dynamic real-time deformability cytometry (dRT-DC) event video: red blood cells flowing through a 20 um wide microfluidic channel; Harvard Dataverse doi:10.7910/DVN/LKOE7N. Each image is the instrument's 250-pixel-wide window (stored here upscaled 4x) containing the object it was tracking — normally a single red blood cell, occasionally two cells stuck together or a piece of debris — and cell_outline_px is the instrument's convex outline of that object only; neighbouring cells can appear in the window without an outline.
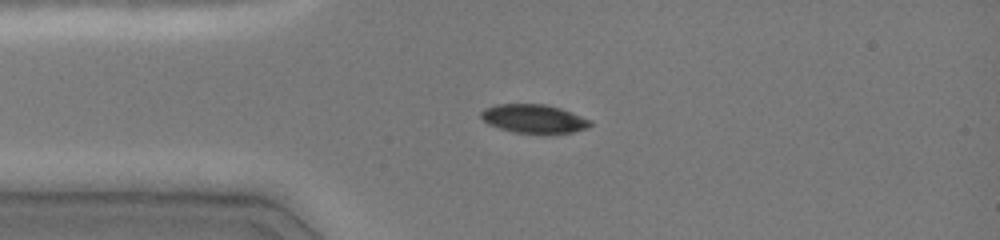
{"species": "common noctule bat (a hibernating species)", "species_latin": "Nyctalus noctula", "temperature_condition": "cold", "stored_images_in_passage": 37, "camera_frame_rate_fps": 3000, "um_per_image_px": 0.085, "animal": {"sex": "female", "body_mass_g": 19.0, "forearm_length_mm": 51.5}, "frame": {"image": 1, "passage_image": 1, "time_ms": 0.0, "image_size_px": [1000, 240], "cell_outline_px": [[592, 124], [588, 128], [572, 132], [552, 136], [548, 136], [516, 132], [500, 128], [488, 124], [480, 116], [480, 112], [484, 108], [496, 104], [544, 104], [560, 108], [592, 120]], "centroid_in_image_um": [45.41, 10.13], "position_along_channel_um": 39.6, "area_um2": 18.79}}
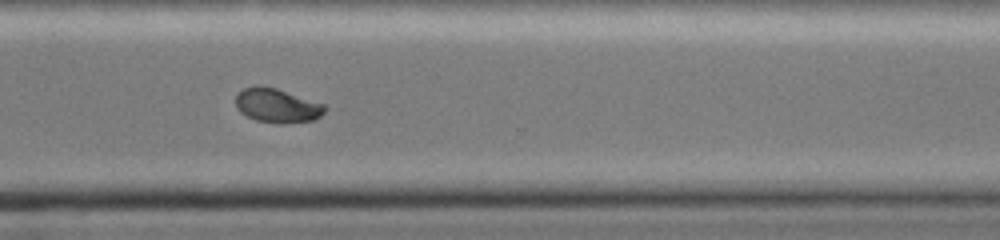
{"frame": {"image": 2, "passage_image": 25, "time_ms": 8.0, "image_size_px": [1000, 240], "cell_outline_px": [[328, 108], [316, 120], [284, 124], [256, 120], [240, 112], [236, 108], [236, 92], [244, 88], [256, 84], [260, 84], [276, 88], [324, 104]], "centroid_in_image_um": [23.54, 8.96], "position_along_channel_um": 347.1, "area_um2": 17.98}}
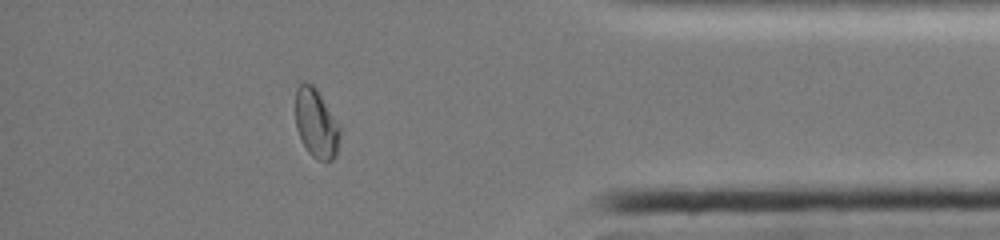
{"frame": {"image": 3, "passage_image": 31, "time_ms": 10.0, "image_size_px": [1000, 240], "cell_outline_px": [[340, 136], [336, 156], [332, 160], [316, 160], [308, 152], [296, 128], [296, 88], [300, 84], [312, 84], [316, 88], [340, 124]], "centroid_in_image_um": [26.9, 10.51], "position_along_channel_um": 408.3, "area_um2": 17.8}, "authors_computed_cell_mechanics": {"area_um2": 18.9006, "velocity_mm_per_s": 4.0361, "shape_relaxation_time_tau1_ms": null, "shape_relaxation_time_tau2_ms": 2.5138, "deformation_change_tau1": null, "deformation_change_tau2": 0.0316}}